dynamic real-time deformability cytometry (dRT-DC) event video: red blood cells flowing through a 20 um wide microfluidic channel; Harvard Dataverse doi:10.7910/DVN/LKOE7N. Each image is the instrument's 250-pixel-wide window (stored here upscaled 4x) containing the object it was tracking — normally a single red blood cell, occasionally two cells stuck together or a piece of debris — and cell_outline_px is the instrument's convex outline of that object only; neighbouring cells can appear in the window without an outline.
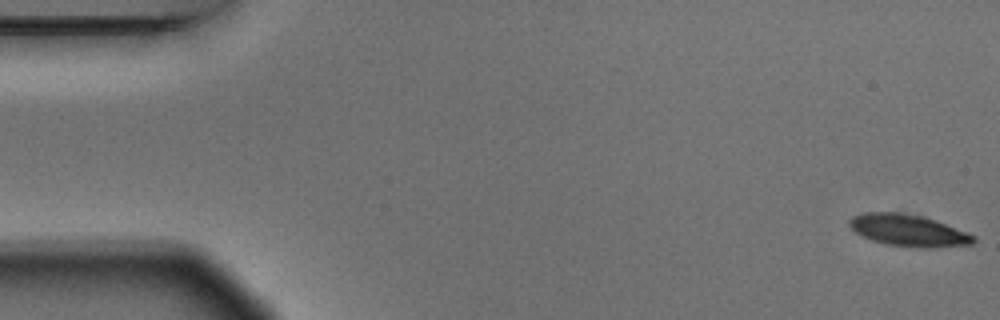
{"species": "Egyptian fruit bat (a non-hibernating species)", "species_latin": "Rousettus aegyptiacus", "temperature_condition": "warm", "stored_images_in_passage": 5, "camera_frame_rate_fps": 3000, "um_per_image_px": 0.085, "animal": {"sex": "male"}, "frame": {"image": 1, "passage_image": 1, "time_ms": 0.0, "image_size_px": [1000, 320], "cell_outline_px": [[976, 240], [972, 244], [936, 248], [916, 248], [884, 244], [872, 240], [856, 232], [848, 224], [848, 220], [852, 216], [864, 212], [896, 212], [920, 216], [936, 220], [968, 232], [976, 236]], "centroid_in_image_um": [77.24, 19.6], "position_along_channel_um": 7.8, "area_um2": 23.18}}
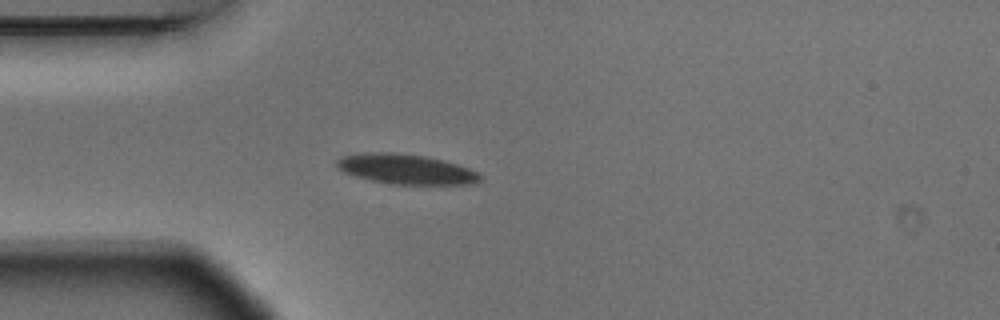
{"frame": {"image": 2, "passage_image": 5, "time_ms": 1.333, "image_size_px": [1000, 320], "cell_outline_px": [[480, 180], [476, 184], [392, 184], [372, 180], [356, 176], [344, 172], [336, 168], [336, 160], [344, 156], [364, 152], [392, 152], [424, 156], [444, 160], [480, 172]], "centroid_in_image_um": [34.51, 14.37], "position_along_channel_um": 50.5, "area_um2": 24.97}}